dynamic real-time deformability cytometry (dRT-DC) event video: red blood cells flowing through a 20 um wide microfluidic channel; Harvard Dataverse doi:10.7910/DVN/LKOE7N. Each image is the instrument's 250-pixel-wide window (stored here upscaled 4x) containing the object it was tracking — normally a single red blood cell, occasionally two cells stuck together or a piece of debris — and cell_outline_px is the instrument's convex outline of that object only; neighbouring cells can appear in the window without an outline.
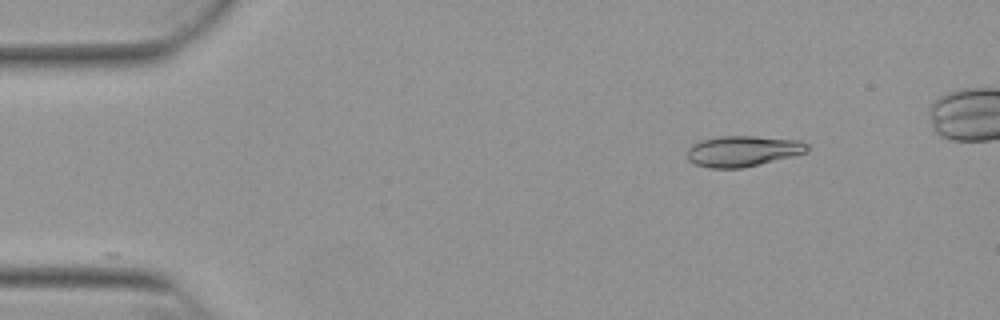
{"species": "Egyptian fruit bat (a non-hibernating species)", "species_latin": "Rousettus aegyptiacus", "temperature_condition": "warm", "stored_images_in_passage": 31, "camera_frame_rate_fps": 3000, "um_per_image_px": 0.085, "animal": {"sex": "female"}, "frame": {"image": 1, "passage_image": 1, "time_ms": 0.0, "image_size_px": [1000, 320], "cell_outline_px": [[808, 152], [744, 168], [708, 168], [696, 164], [688, 160], [688, 148], [692, 144], [700, 140], [720, 136], [756, 136], [800, 140], [808, 144]], "centroid_in_image_um": [63.14, 12.84], "position_along_channel_um": 21.9, "area_um2": 21.62}}
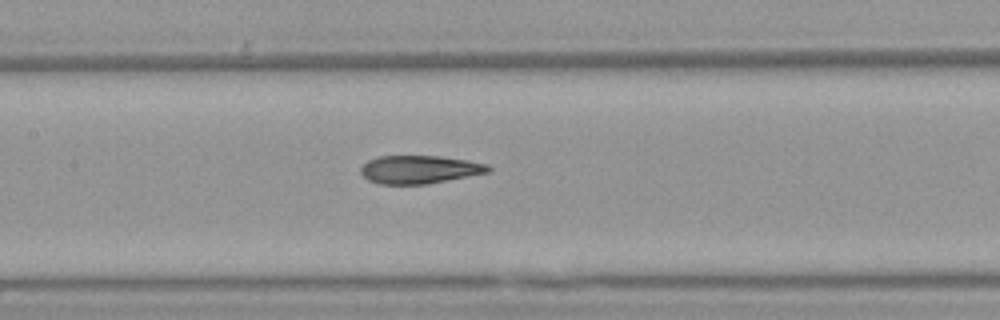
{"frame": {"image": 2, "passage_image": 19, "time_ms": 6.0, "image_size_px": [1000, 320], "cell_outline_px": [[492, 168], [488, 172], [424, 184], [380, 184], [368, 180], [360, 172], [360, 168], [368, 160], [380, 156], [440, 156], [468, 160], [488, 164]], "centroid_in_image_um": [35.64, 14.39], "position_along_channel_um": 171.8, "area_um2": 20.69}}
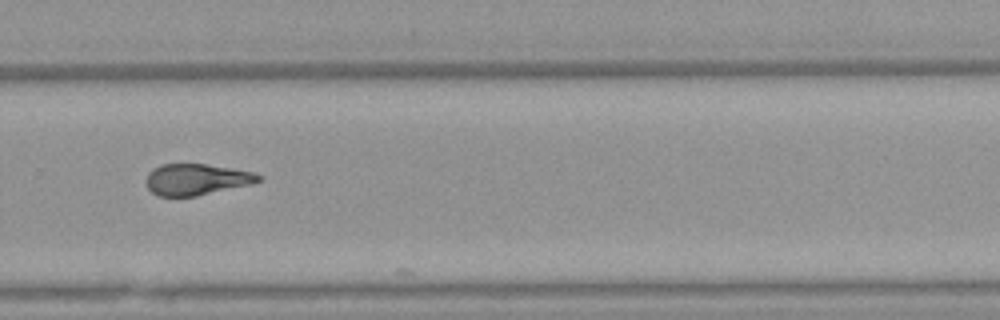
{"frame": {"image": 3, "passage_image": 30, "time_ms": 9.667, "image_size_px": [1000, 320], "cell_outline_px": [[264, 176], [260, 180], [252, 184], [196, 196], [156, 196], [148, 188], [144, 180], [148, 172], [152, 168], [160, 164], [204, 164], [232, 168], [252, 172]], "centroid_in_image_um": [16.66, 15.25], "position_along_channel_um": 313.1, "area_um2": 20.63}}